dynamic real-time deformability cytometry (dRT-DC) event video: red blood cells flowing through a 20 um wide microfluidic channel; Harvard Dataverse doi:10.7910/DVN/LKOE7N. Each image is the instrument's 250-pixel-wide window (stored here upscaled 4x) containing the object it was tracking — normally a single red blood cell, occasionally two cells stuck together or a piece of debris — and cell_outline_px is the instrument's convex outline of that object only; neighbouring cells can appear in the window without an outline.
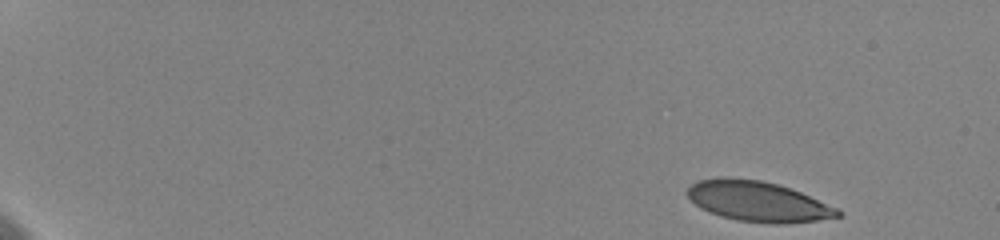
{"species": "human", "species_latin": "Homo sapiens", "temperature_condition": "cold", "stored_images_in_passage": 37, "camera_frame_rate_fps": 3000, "um_per_image_px": 0.085, "donor": {"sex": "female"}, "frame": {"image": 1, "passage_image": 1, "time_ms": 0.0, "image_size_px": [1000, 240], "cell_outline_px": [[844, 212], [840, 216], [816, 220], [784, 224], [772, 224], [736, 220], [720, 216], [708, 212], [700, 208], [684, 192], [692, 184], [700, 180], [760, 180], [776, 184], [800, 192], [840, 208]], "centroid_in_image_um": [64.49, 17.17], "position_along_channel_um": 20.5, "area_um2": 34.56}}
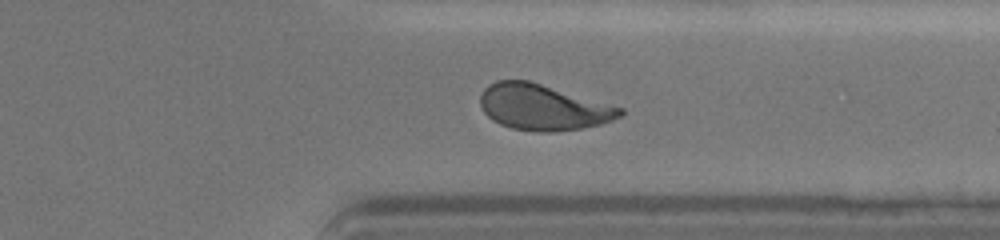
{"frame": {"image": 2, "passage_image": 27, "time_ms": 14.0, "image_size_px": [1000, 240], "cell_outline_px": [[624, 112], [620, 116], [612, 120], [600, 124], [580, 128], [552, 132], [536, 132], [512, 128], [500, 124], [492, 120], [484, 112], [480, 104], [480, 96], [484, 88], [488, 84], [496, 80], [528, 80], [624, 108]], "centroid_in_image_um": [46.13, 9.11], "position_along_channel_um": 365.3, "area_um2": 37.22}}
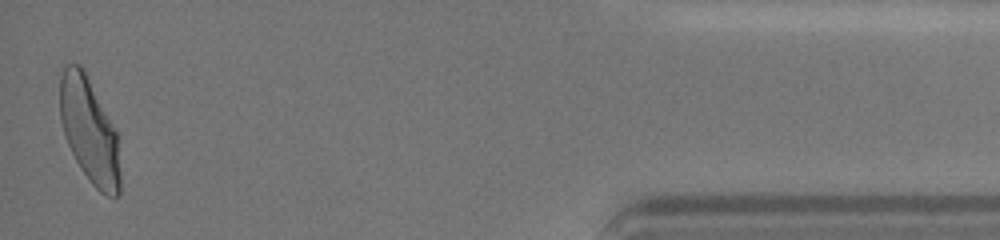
{"frame": {"image": 3, "passage_image": 36, "time_ms": 17.333, "image_size_px": [1000, 240], "cell_outline_px": [[120, 196], [108, 196], [100, 192], [92, 184], [80, 168], [64, 136], [60, 120], [56, 72], [64, 64], [80, 64], [84, 68], [116, 128], [120, 172]], "centroid_in_image_um": [7.54, 10.98], "position_along_channel_um": 427.7, "area_um2": 38.15}, "authors_computed_cell_mechanics": {"area_um2": 37.5122, "velocity_mm_per_s": 3.5733, "shape_relaxation_time_tau1_ms": 4.5802, "shape_relaxation_time_tau2_ms": 0.9454, "deformation_change_tau1": 0.1632, "deformation_change_tau2": 0.0715}}